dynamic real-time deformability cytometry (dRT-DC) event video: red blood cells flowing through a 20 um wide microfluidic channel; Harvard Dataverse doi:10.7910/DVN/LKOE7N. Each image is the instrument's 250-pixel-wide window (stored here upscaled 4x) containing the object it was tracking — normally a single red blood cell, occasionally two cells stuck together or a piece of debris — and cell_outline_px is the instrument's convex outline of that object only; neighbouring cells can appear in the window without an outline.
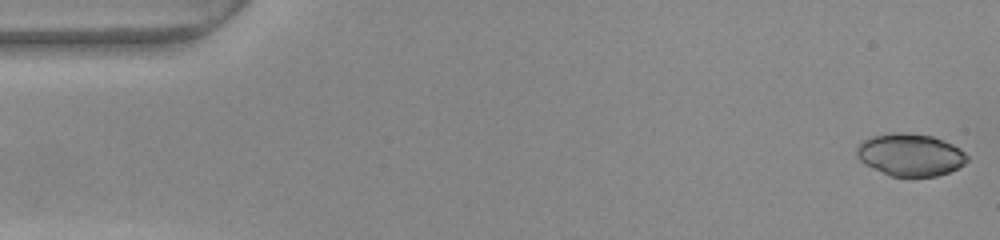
{"species": "common noctule bat (a hibernating species)", "species_latin": "Nyctalus noctula", "temperature_condition": "warm", "stored_images_in_passage": 53, "camera_frame_rate_fps": 3000, "um_per_image_px": 0.085, "animal": {"sex": "female", "body_mass_g": 22.0, "forearm_length_mm": 56.7}, "frame": {"image": 1, "passage_image": 1, "time_ms": 0.0, "image_size_px": [1000, 240], "cell_outline_px": [[968, 160], [964, 164], [948, 172], [936, 176], [912, 180], [888, 176], [864, 164], [856, 156], [856, 148], [868, 136], [892, 132], [904, 132], [932, 136], [944, 140], [960, 148], [968, 156]], "centroid_in_image_um": [77.35, 13.19], "position_along_channel_um": 7.7, "area_um2": 28.15}}
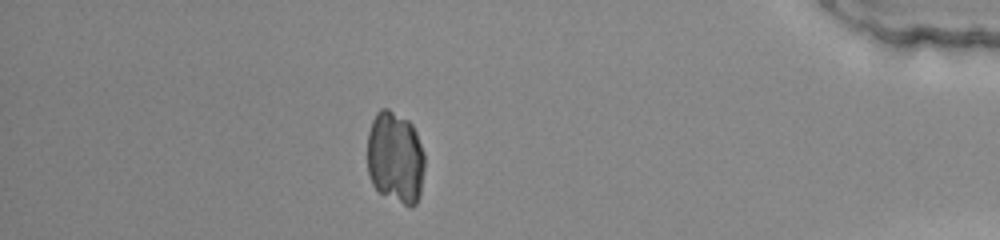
{"frame": {"image": 2, "passage_image": 46, "time_ms": 15.0, "image_size_px": [1000, 240], "cell_outline_px": [[424, 168], [420, 196], [416, 204], [412, 208], [408, 208], [380, 192], [372, 184], [368, 172], [368, 132], [372, 120], [376, 112], [380, 108], [388, 108], [408, 120], [412, 124], [416, 132], [424, 152]], "centroid_in_image_um": [33.61, 13.4], "position_along_channel_um": 401.6, "area_um2": 31.15}}
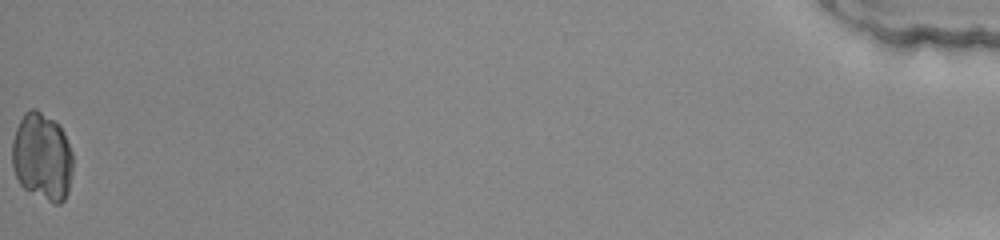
{"frame": {"image": 3, "passage_image": 53, "time_ms": 17.333, "image_size_px": [1000, 240], "cell_outline_px": [[72, 172], [68, 192], [64, 200], [60, 204], [56, 204], [24, 188], [20, 184], [12, 168], [12, 140], [16, 128], [24, 112], [32, 108], [36, 108], [60, 124], [64, 132], [72, 152]], "centroid_in_image_um": [3.58, 13.29], "position_along_channel_um": 431.6, "area_um2": 31.21}}